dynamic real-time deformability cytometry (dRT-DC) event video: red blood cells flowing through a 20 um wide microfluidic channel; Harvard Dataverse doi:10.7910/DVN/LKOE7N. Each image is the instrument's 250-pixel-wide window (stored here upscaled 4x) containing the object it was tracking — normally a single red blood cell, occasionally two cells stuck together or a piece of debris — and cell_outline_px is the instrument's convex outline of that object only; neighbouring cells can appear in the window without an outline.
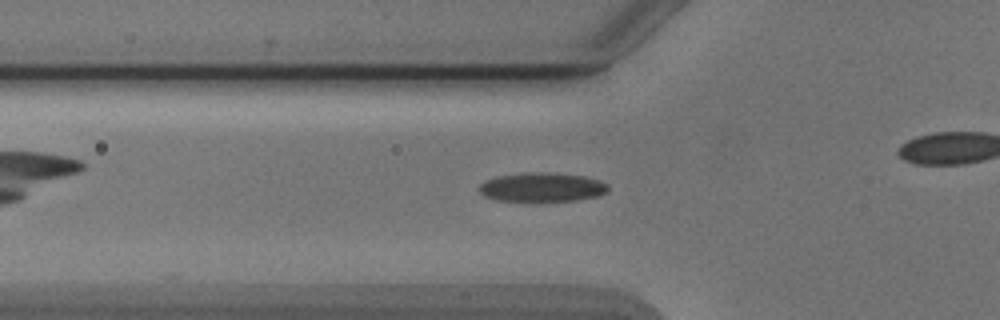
{"species": "Egyptian fruit bat (a non-hibernating species)", "species_latin": "Rousettus aegyptiacus", "temperature_condition": "cold", "stored_images_in_passage": 29, "camera_frame_rate_fps": 3000, "um_per_image_px": 0.085, "animal": {"sex": "male"}, "frame": {"image": 1, "passage_image": 4, "time_ms": 1.0, "image_size_px": [1000, 320], "cell_outline_px": [[608, 192], [600, 196], [576, 200], [496, 200], [484, 196], [480, 192], [480, 184], [484, 180], [496, 176], [524, 172], [552, 172], [584, 176], [600, 180], [608, 184]], "centroid_in_image_um": [46.09, 15.89], "position_along_channel_um": 79.7, "area_um2": 21.91}}
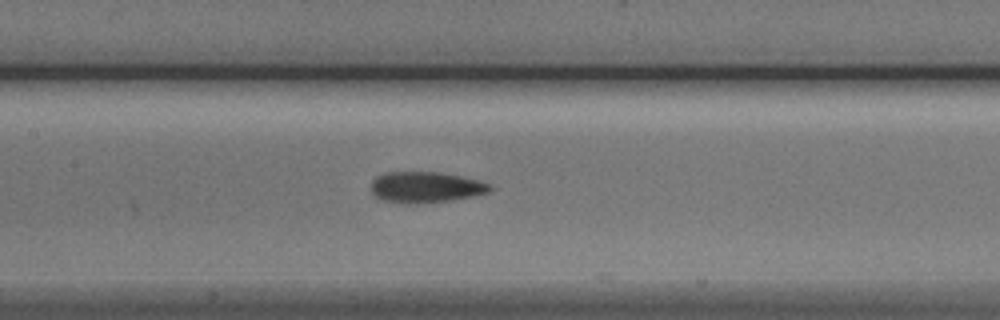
{"frame": {"image": 2, "passage_image": 11, "time_ms": 3.333, "image_size_px": [1000, 320], "cell_outline_px": [[492, 188], [488, 192], [472, 196], [448, 200], [420, 204], [408, 204], [384, 200], [376, 196], [372, 192], [372, 180], [376, 176], [384, 172], [440, 172], [460, 176], [492, 184]], "centroid_in_image_um": [36.16, 15.91], "position_along_channel_um": 171.2, "area_um2": 21.33}}
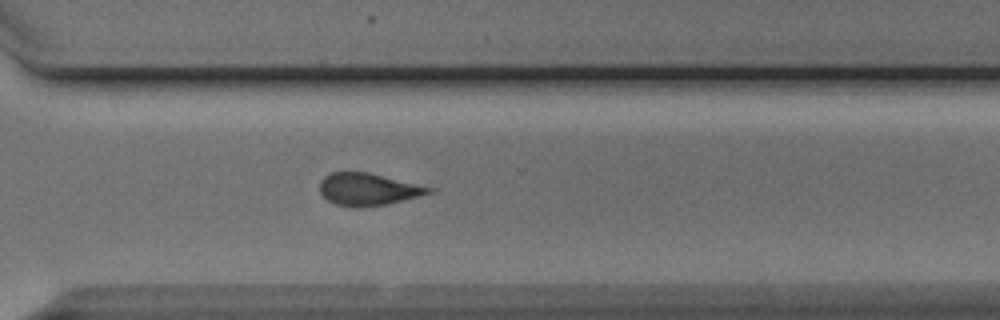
{"frame": {"image": 3, "passage_image": 24, "time_ms": 7.667, "image_size_px": [1000, 320], "cell_outline_px": [[440, 188], [436, 192], [388, 204], [336, 204], [328, 200], [320, 192], [320, 180], [324, 176], [332, 172], [368, 172]], "centroid_in_image_um": [31.42, 16.03], "position_along_channel_um": 339.2, "area_um2": 20.23}}